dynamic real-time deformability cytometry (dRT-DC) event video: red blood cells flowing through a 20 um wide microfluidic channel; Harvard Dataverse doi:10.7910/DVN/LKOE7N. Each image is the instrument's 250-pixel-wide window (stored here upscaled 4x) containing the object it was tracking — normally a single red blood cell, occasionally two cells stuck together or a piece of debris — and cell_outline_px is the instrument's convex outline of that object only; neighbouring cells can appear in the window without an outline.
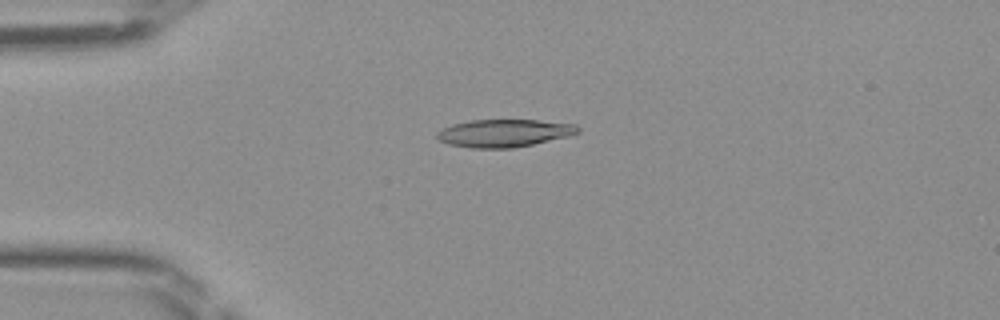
{"species": "Egyptian fruit bat (a non-hibernating species)", "species_latin": "Rousettus aegyptiacus", "temperature_condition": "room temperature", "stored_images_in_passage": 47, "camera_frame_rate_fps": 3000, "um_per_image_px": 0.085, "frame": {"image": 1, "passage_image": 12, "time_ms": 3.667, "image_size_px": [1000, 320], "cell_outline_px": [[580, 132], [572, 136], [512, 148], [472, 148], [448, 144], [440, 140], [436, 136], [436, 132], [452, 124], [472, 120], [536, 120], [576, 124], [580, 128]], "centroid_in_image_um": [42.89, 11.31], "position_along_channel_um": 42.1, "area_um2": 22.77}}
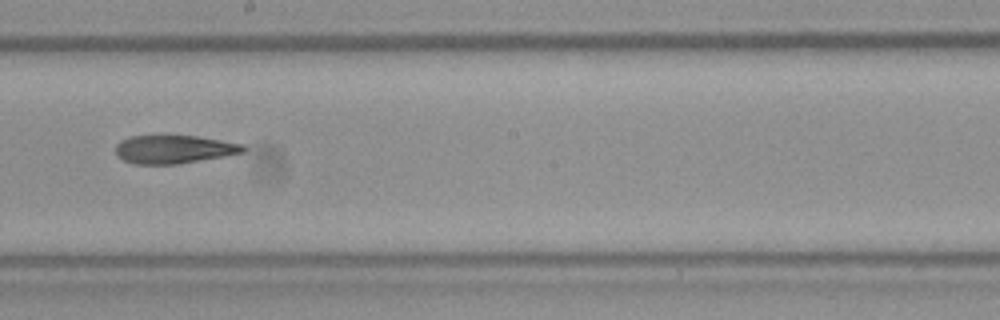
{"frame": {"image": 2, "passage_image": 27, "time_ms": 8.667, "image_size_px": [1000, 320], "cell_outline_px": [[248, 148], [244, 152], [224, 156], [176, 164], [132, 164], [116, 156], [116, 144], [120, 140], [128, 136], [196, 136], [244, 144]], "centroid_in_image_um": [14.77, 12.69], "position_along_channel_um": 233.4, "area_um2": 21.04}}
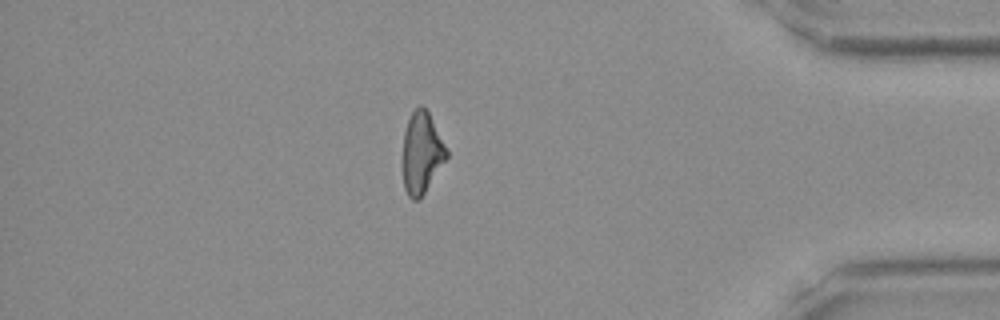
{"frame": {"image": 3, "passage_image": 41, "time_ms": 13.333, "image_size_px": [1000, 320], "cell_outline_px": [[448, 156], [424, 192], [416, 200], [412, 200], [408, 196], [404, 188], [404, 132], [408, 120], [412, 112], [420, 104], [428, 112], [448, 148]], "centroid_in_image_um": [35.86, 12.97], "position_along_channel_um": 399.3, "area_um2": 20.29}}